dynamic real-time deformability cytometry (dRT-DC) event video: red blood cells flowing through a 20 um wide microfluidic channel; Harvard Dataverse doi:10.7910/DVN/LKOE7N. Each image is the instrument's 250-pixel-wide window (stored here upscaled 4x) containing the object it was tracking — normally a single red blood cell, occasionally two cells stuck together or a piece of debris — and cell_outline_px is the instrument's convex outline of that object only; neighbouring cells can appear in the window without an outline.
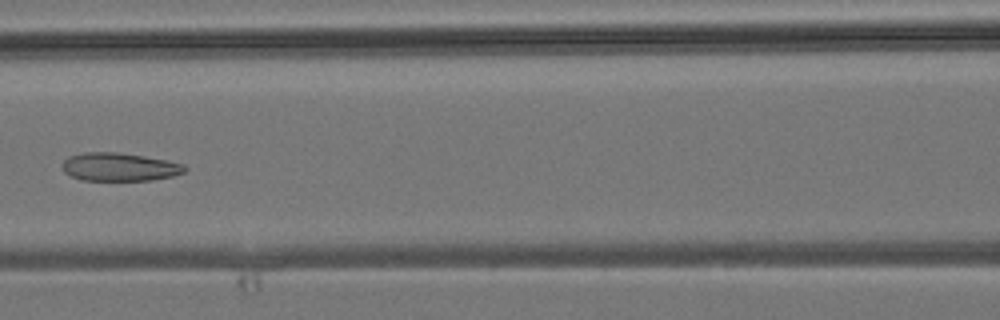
{"species": "common noctule bat (a hibernating species)", "species_latin": "Nyctalus noctula", "temperature_condition": "room temperature", "stored_images_in_passage": 5, "camera_frame_rate_fps": 3000, "um_per_image_px": 0.085, "animal": {"sex": "male", "body_mass_g": 19.2, "forearm_length_mm": 51.8}, "frame": {"image": 1, "passage_image": 5, "time_ms": 4.333, "image_size_px": [1000, 320], "cell_outline_px": [[188, 168], [184, 172], [172, 176], [152, 180], [80, 180], [68, 176], [64, 172], [60, 164], [68, 156], [84, 152], [120, 152], [168, 160], [184, 164]], "centroid_in_image_um": [10.11, 14.18], "position_along_channel_um": 156.5, "area_um2": 20.46}}